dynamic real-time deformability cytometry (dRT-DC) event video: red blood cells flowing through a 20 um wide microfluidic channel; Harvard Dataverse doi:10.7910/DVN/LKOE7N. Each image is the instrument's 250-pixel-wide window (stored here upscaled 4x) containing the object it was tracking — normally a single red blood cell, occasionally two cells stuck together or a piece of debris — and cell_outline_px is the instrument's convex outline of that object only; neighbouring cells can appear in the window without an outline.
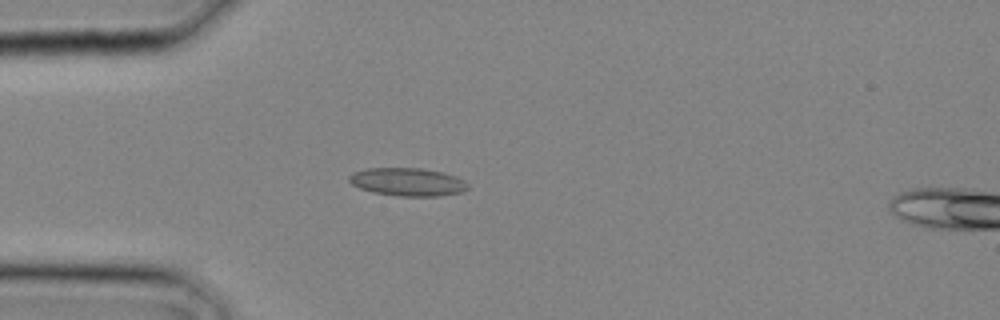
{"species": "common noctule bat (a hibernating species)", "species_latin": "Nyctalus noctula", "temperature_condition": "cold", "stored_images_in_passage": 21, "camera_frame_rate_fps": 3000, "um_per_image_px": 0.085, "animal": {"sex": "male", "body_mass_g": 20.4}, "frame": {"image": 1, "passage_image": 1, "time_ms": 0.0, "image_size_px": [1000, 320], "cell_outline_px": [[468, 188], [464, 192], [436, 196], [400, 196], [372, 192], [360, 188], [352, 184], [348, 180], [348, 176], [352, 172], [364, 168], [424, 168], [444, 172], [456, 176], [464, 180], [468, 184]], "centroid_in_image_um": [34.65, 15.45], "position_along_channel_um": 50.4, "area_um2": 19.65}}
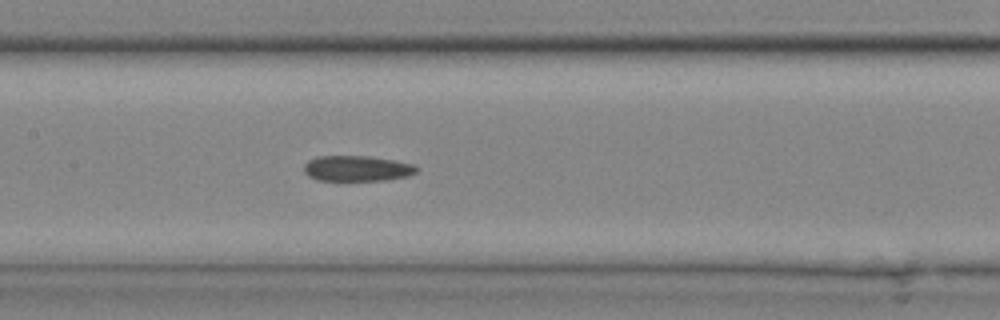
{"frame": {"image": 2, "passage_image": 7, "time_ms": 2.0, "image_size_px": [1000, 320], "cell_outline_px": [[420, 168], [416, 172], [408, 176], [384, 180], [316, 180], [308, 176], [304, 172], [304, 164], [308, 160], [316, 156], [368, 156], [392, 160], [412, 164]], "centroid_in_image_um": [30.31, 14.31], "position_along_channel_um": 177.1, "area_um2": 16.76}}
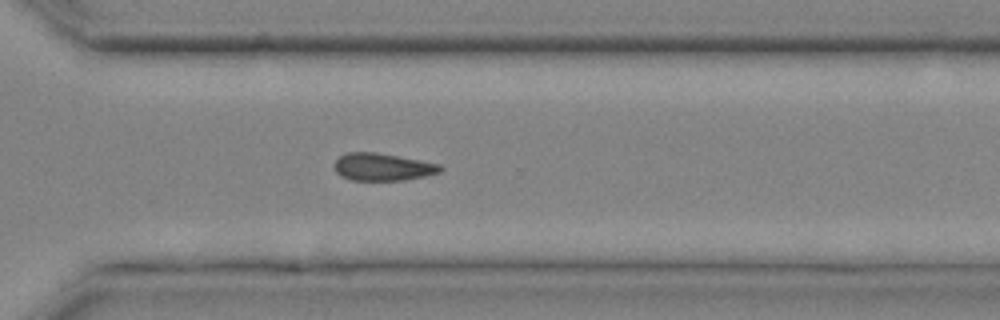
{"frame": {"image": 3, "passage_image": 14, "time_ms": 4.333, "image_size_px": [1000, 320], "cell_outline_px": [[444, 168], [440, 172], [424, 176], [404, 180], [352, 180], [340, 176], [336, 172], [336, 160], [344, 152], [376, 152], [420, 160], [440, 164]], "centroid_in_image_um": [32.53, 14.18], "position_along_channel_um": 338.1, "area_um2": 16.88}}